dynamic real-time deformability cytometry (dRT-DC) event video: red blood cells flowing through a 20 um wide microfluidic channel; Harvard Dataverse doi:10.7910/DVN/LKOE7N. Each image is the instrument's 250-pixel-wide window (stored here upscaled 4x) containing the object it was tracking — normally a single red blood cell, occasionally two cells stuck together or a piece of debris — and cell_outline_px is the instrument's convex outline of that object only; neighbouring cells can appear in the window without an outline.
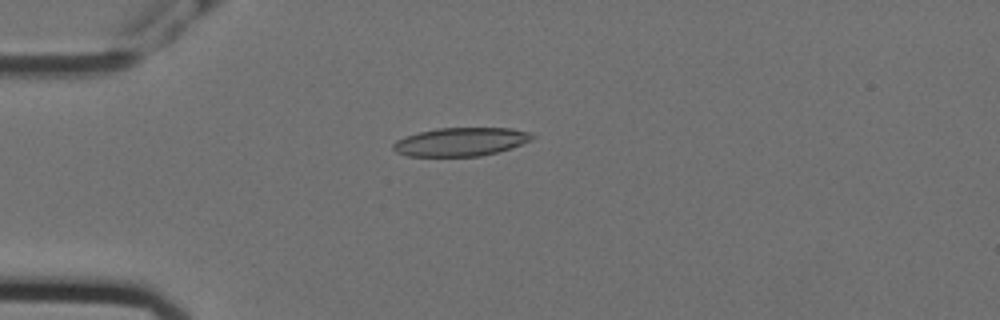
{"species": "Egyptian fruit bat (a non-hibernating species)", "species_latin": "Rousettus aegyptiacus", "temperature_condition": "cold", "stored_images_in_passage": 56, "camera_frame_rate_fps": 3000, "um_per_image_px": 0.085, "animal": {"sex": "female"}, "frame": {"image": 1, "passage_image": 15, "time_ms": 4.667, "image_size_px": [1000, 320], "cell_outline_px": [[536, 136], [532, 140], [512, 148], [480, 156], [408, 156], [396, 152], [392, 148], [392, 144], [396, 140], [420, 132], [436, 128], [512, 128], [528, 132]], "centroid_in_image_um": [39.18, 12.05], "position_along_channel_um": 45.8, "area_um2": 23.0}}
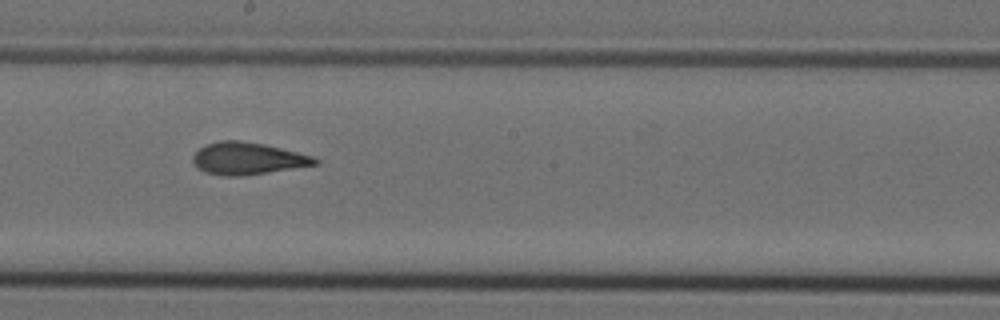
{"frame": {"image": 2, "passage_image": 32, "time_ms": 10.333, "image_size_px": [1000, 320], "cell_outline_px": [[320, 164], [240, 176], [224, 176], [204, 172], [192, 160], [192, 156], [200, 148], [208, 144], [220, 140], [240, 140], [264, 144], [316, 156], [320, 160]], "centroid_in_image_um": [21.1, 13.46], "position_along_channel_um": 227.1, "area_um2": 22.83}}
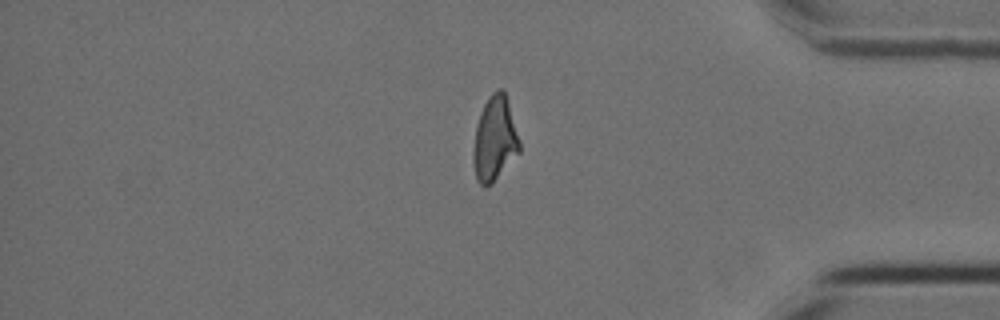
{"frame": {"image": 3, "passage_image": 48, "time_ms": 15.667, "image_size_px": [1000, 320], "cell_outline_px": [[520, 152], [492, 184], [484, 188], [476, 180], [472, 156], [472, 152], [476, 124], [480, 112], [488, 96], [492, 92], [500, 88], [504, 88], [508, 100], [520, 140]], "centroid_in_image_um": [42.04, 11.81], "position_along_channel_um": 393.2, "area_um2": 23.24}}